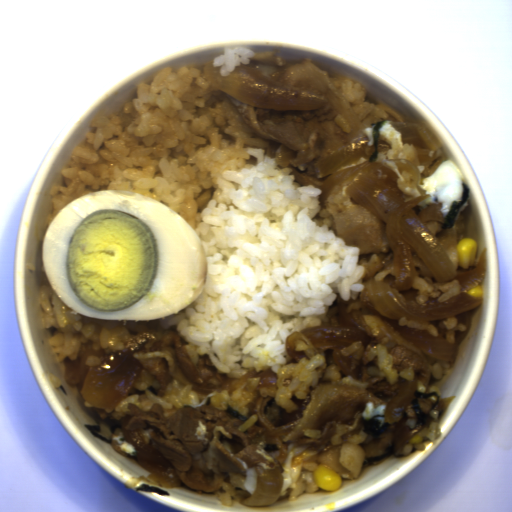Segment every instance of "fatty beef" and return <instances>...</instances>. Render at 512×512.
I'll return each instance as SVG.
<instances>
[{"label": "fatty beef", "mask_w": 512, "mask_h": 512, "mask_svg": "<svg viewBox=\"0 0 512 512\" xmlns=\"http://www.w3.org/2000/svg\"><path fill=\"white\" fill-rule=\"evenodd\" d=\"M390 150H392L391 144H389L387 142H378L377 153L378 152H388Z\"/></svg>", "instance_id": "10"}, {"label": "fatty beef", "mask_w": 512, "mask_h": 512, "mask_svg": "<svg viewBox=\"0 0 512 512\" xmlns=\"http://www.w3.org/2000/svg\"><path fill=\"white\" fill-rule=\"evenodd\" d=\"M336 235L345 246L358 247V265H364L363 282L382 281L395 275L394 252L385 237V224L353 203L331 213Z\"/></svg>", "instance_id": "5"}, {"label": "fatty beef", "mask_w": 512, "mask_h": 512, "mask_svg": "<svg viewBox=\"0 0 512 512\" xmlns=\"http://www.w3.org/2000/svg\"><path fill=\"white\" fill-rule=\"evenodd\" d=\"M372 338L383 344L392 357V365L397 371L413 369L424 381L428 391L431 383L432 366L429 355L424 350L402 337L395 328L377 315H360Z\"/></svg>", "instance_id": "6"}, {"label": "fatty beef", "mask_w": 512, "mask_h": 512, "mask_svg": "<svg viewBox=\"0 0 512 512\" xmlns=\"http://www.w3.org/2000/svg\"><path fill=\"white\" fill-rule=\"evenodd\" d=\"M426 207L417 215L421 217L435 236L443 230L446 221L441 209L444 202H425Z\"/></svg>", "instance_id": "8"}, {"label": "fatty beef", "mask_w": 512, "mask_h": 512, "mask_svg": "<svg viewBox=\"0 0 512 512\" xmlns=\"http://www.w3.org/2000/svg\"><path fill=\"white\" fill-rule=\"evenodd\" d=\"M247 67L268 78L328 100L315 111H282L250 106L230 96L248 132L268 142L276 163L318 180L315 163L353 143L366 127L325 70L307 56L287 63L272 51L254 52Z\"/></svg>", "instance_id": "2"}, {"label": "fatty beef", "mask_w": 512, "mask_h": 512, "mask_svg": "<svg viewBox=\"0 0 512 512\" xmlns=\"http://www.w3.org/2000/svg\"><path fill=\"white\" fill-rule=\"evenodd\" d=\"M373 153H374V144L373 145H367V148H366V150H365L363 155L366 158V160L368 161Z\"/></svg>", "instance_id": "11"}, {"label": "fatty beef", "mask_w": 512, "mask_h": 512, "mask_svg": "<svg viewBox=\"0 0 512 512\" xmlns=\"http://www.w3.org/2000/svg\"><path fill=\"white\" fill-rule=\"evenodd\" d=\"M105 358V351L93 350L91 340L88 343H82L75 360H71L68 356L63 360L65 364L63 376L67 385L74 388L82 387L90 367H95Z\"/></svg>", "instance_id": "7"}, {"label": "fatty beef", "mask_w": 512, "mask_h": 512, "mask_svg": "<svg viewBox=\"0 0 512 512\" xmlns=\"http://www.w3.org/2000/svg\"><path fill=\"white\" fill-rule=\"evenodd\" d=\"M417 401H418L419 408L422 411L429 414L434 401L428 397L427 398H417Z\"/></svg>", "instance_id": "9"}, {"label": "fatty beef", "mask_w": 512, "mask_h": 512, "mask_svg": "<svg viewBox=\"0 0 512 512\" xmlns=\"http://www.w3.org/2000/svg\"><path fill=\"white\" fill-rule=\"evenodd\" d=\"M124 349L133 352V357L142 364V372L134 385L137 391L149 389L158 381L156 395L163 397L169 384L177 381L184 389L198 395L224 392L225 383L236 378L218 371L208 354L199 355L197 362L189 358L186 347L177 331H146L122 338Z\"/></svg>", "instance_id": "4"}, {"label": "fatty beef", "mask_w": 512, "mask_h": 512, "mask_svg": "<svg viewBox=\"0 0 512 512\" xmlns=\"http://www.w3.org/2000/svg\"><path fill=\"white\" fill-rule=\"evenodd\" d=\"M126 407L129 413L118 422L122 431L146 430L181 482L194 491H218L230 471L247 478L249 468L275 467L276 461L264 452L267 431L258 423L249 426L247 433L237 430L244 421L225 409L203 405L165 415L158 403L148 410L132 402Z\"/></svg>", "instance_id": "3"}, {"label": "fatty beef", "mask_w": 512, "mask_h": 512, "mask_svg": "<svg viewBox=\"0 0 512 512\" xmlns=\"http://www.w3.org/2000/svg\"><path fill=\"white\" fill-rule=\"evenodd\" d=\"M373 346L366 345L362 361V379L368 386L319 383L309 390L307 399L291 396L289 400L298 408L293 413H287L274 398L265 404L264 413L274 427L299 419L290 433L279 436L283 443L307 445L291 463H321L350 481L358 479L366 458L382 456L394 446L395 423L377 436L364 430L362 413L367 402L373 401L374 408L388 405L402 385L398 381L388 384L378 356L368 359Z\"/></svg>", "instance_id": "1"}, {"label": "fatty beef", "mask_w": 512, "mask_h": 512, "mask_svg": "<svg viewBox=\"0 0 512 512\" xmlns=\"http://www.w3.org/2000/svg\"><path fill=\"white\" fill-rule=\"evenodd\" d=\"M404 414L406 415L407 418L416 419V415H415V413L413 411L411 402H410L409 406L407 407V409H406Z\"/></svg>", "instance_id": "12"}]
</instances>
